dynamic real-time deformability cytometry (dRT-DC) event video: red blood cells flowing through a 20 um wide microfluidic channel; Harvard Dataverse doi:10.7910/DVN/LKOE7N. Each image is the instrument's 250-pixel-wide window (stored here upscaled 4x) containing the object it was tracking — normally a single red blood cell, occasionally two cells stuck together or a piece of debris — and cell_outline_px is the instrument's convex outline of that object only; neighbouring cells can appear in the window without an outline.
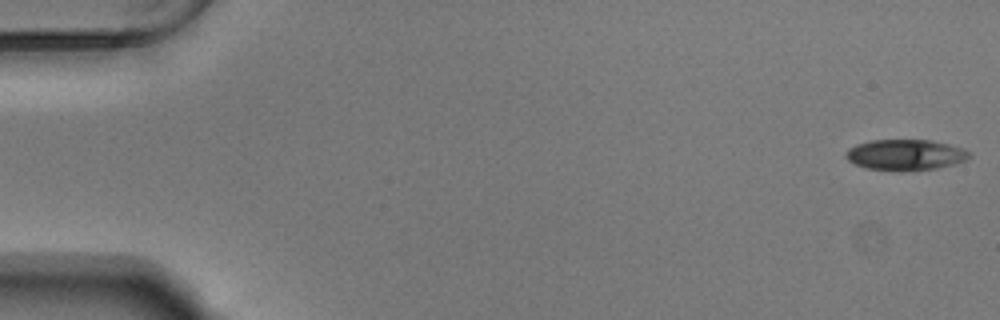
{"species": "Egyptian fruit bat (a non-hibernating species)", "species_latin": "Rousettus aegyptiacus", "temperature_condition": "warm", "stored_images_in_passage": 17, "camera_frame_rate_fps": 3000, "um_per_image_px": 0.085, "animal": {"sex": "male"}, "frame": {"image": 1, "passage_image": 1, "time_ms": 0.0, "image_size_px": [1000, 320], "cell_outline_px": [[972, 156], [964, 160], [952, 164], [936, 168], [868, 168], [856, 164], [848, 160], [844, 156], [848, 148], [856, 144], [872, 140], [932, 140], [964, 148]], "centroid_in_image_um": [76.95, 13.1], "position_along_channel_um": 8.0, "area_um2": 21.21}}
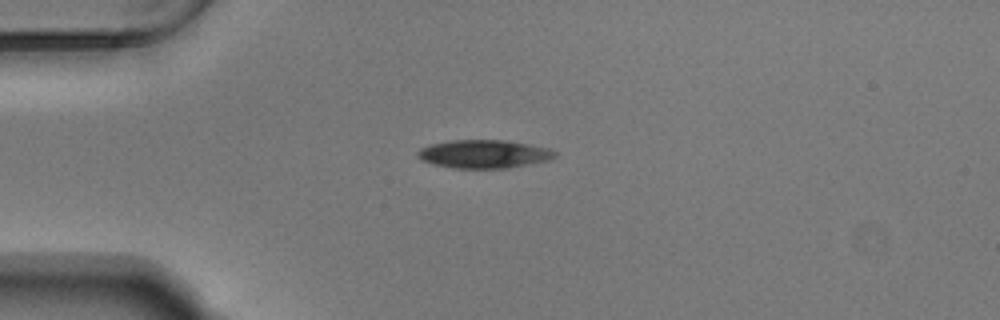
{"frame": {"image": 2, "passage_image": 14, "time_ms": 4.333, "image_size_px": [1000, 320], "cell_outline_px": [[556, 156], [548, 160], [508, 168], [452, 168], [436, 164], [424, 160], [416, 152], [420, 148], [432, 144], [452, 140], [504, 140], [528, 144], [548, 148], [556, 152]], "centroid_in_image_um": [41.16, 13.08], "position_along_channel_um": 43.8, "area_um2": 22.25}}